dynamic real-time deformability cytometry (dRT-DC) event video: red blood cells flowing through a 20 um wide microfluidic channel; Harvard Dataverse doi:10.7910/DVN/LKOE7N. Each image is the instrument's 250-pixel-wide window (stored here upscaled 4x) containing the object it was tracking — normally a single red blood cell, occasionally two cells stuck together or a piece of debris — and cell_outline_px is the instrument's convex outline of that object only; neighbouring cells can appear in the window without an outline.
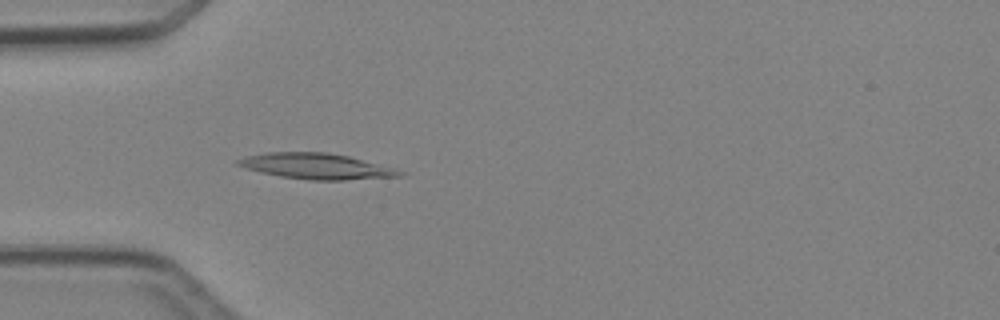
{"species": "Egyptian fruit bat (a non-hibernating species)", "species_latin": "Rousettus aegyptiacus", "temperature_condition": "cold", "stored_images_in_passage": 4, "camera_frame_rate_fps": 3000, "um_per_image_px": 0.085, "animal": {"sex": "female"}, "frame": {"image": 1, "passage_image": 4, "time_ms": 4.333, "image_size_px": [1000, 320], "cell_outline_px": [[404, 176], [344, 180], [308, 180], [280, 176], [248, 168], [236, 164], [236, 160], [248, 156], [268, 152], [324, 152], [348, 156], [392, 168], [404, 172]], "centroid_in_image_um": [26.91, 14.13], "position_along_channel_um": 58.1, "area_um2": 23.76}}